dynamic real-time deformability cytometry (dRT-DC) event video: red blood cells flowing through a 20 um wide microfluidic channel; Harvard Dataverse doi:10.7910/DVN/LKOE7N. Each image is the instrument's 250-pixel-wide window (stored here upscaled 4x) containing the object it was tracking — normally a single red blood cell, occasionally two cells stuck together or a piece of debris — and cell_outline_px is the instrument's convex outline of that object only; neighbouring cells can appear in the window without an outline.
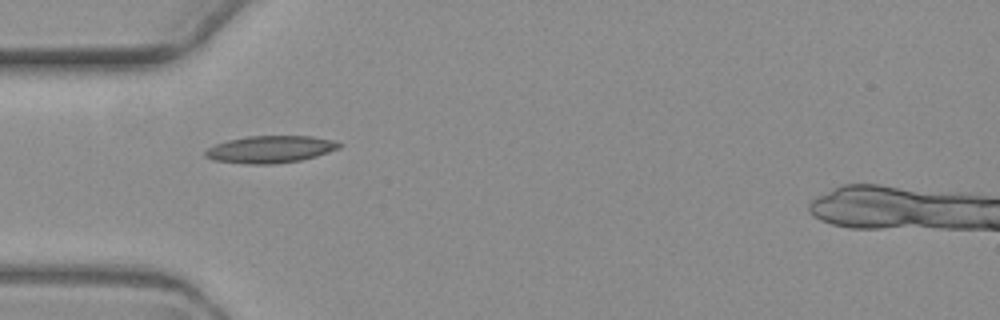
{"species": "common noctule bat (a hibernating species)", "species_latin": "Nyctalus noctula", "temperature_condition": "warm", "stored_images_in_passage": 2, "camera_frame_rate_fps": 3000, "um_per_image_px": 0.085, "animal": {"sex": "female", "body_mass_g": 19.3, "forearm_length_mm": 54.1}, "frame": {"image": 1, "passage_image": 1, "time_ms": 0.0, "image_size_px": [1000, 320], "cell_outline_px": [[344, 144], [340, 148], [316, 156], [300, 160], [272, 164], [248, 164], [216, 160], [204, 156], [204, 152], [208, 148], [216, 144], [228, 140], [248, 136], [312, 136], [336, 140]], "centroid_in_image_um": [23.03, 12.68], "position_along_channel_um": 62.0, "area_um2": 21.15}}
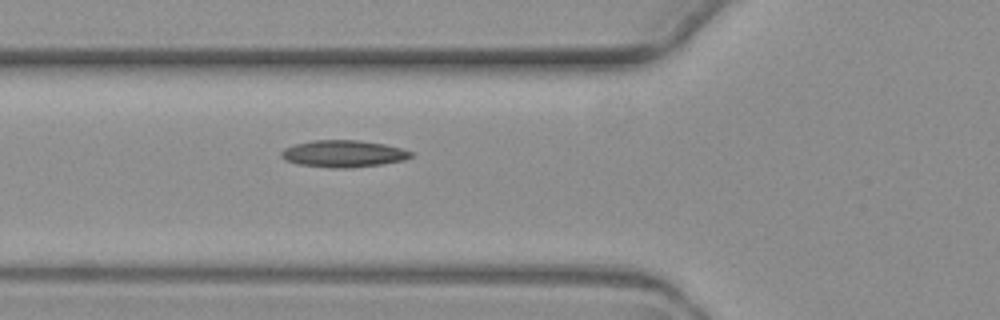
{"frame": {"image": 2, "passage_image": 2, "time_ms": 1.0, "image_size_px": [1000, 320], "cell_outline_px": [[412, 156], [404, 160], [380, 164], [352, 168], [332, 168], [300, 164], [284, 160], [280, 156], [280, 152], [284, 148], [296, 144], [312, 140], [360, 140], [384, 144], [400, 148], [412, 152]], "centroid_in_image_um": [29.16, 13.06], "position_along_channel_um": 96.6, "area_um2": 20.29}}